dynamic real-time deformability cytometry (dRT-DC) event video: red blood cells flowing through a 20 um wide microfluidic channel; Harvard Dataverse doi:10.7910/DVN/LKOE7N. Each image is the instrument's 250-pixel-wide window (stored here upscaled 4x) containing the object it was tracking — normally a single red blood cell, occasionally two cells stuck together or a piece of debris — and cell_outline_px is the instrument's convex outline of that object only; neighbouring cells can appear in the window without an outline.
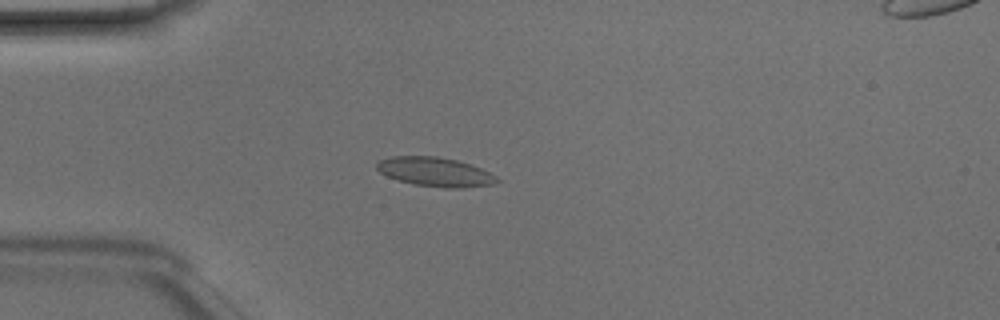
{"species": "Egyptian fruit bat (a non-hibernating species)", "species_latin": "Rousettus aegyptiacus", "temperature_condition": "room temperature", "stored_images_in_passage": 48, "camera_frame_rate_fps": 3000, "um_per_image_px": 0.085, "animal": {"sex": "male"}, "frame": {"image": 1, "passage_image": 13, "time_ms": 4.0, "image_size_px": [1000, 320], "cell_outline_px": [[500, 180], [492, 184], [460, 188], [444, 188], [412, 184], [396, 180], [380, 172], [376, 168], [376, 164], [380, 160], [392, 156], [436, 156], [456, 160], [480, 168], [496, 176]], "centroid_in_image_um": [36.95, 14.61], "position_along_channel_um": 48.1, "area_um2": 20.29}}
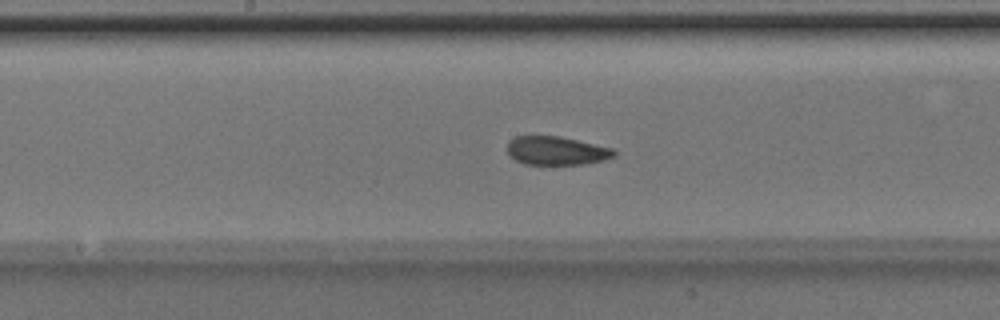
{"frame": {"image": 2, "passage_image": 25, "time_ms": 8.0, "image_size_px": [1000, 320], "cell_outline_px": [[616, 156], [604, 160], [584, 164], [524, 164], [508, 156], [508, 140], [516, 136], [560, 136], [612, 148], [616, 152]], "centroid_in_image_um": [47.28, 12.81], "position_along_channel_um": 200.9, "area_um2": 17.8}}
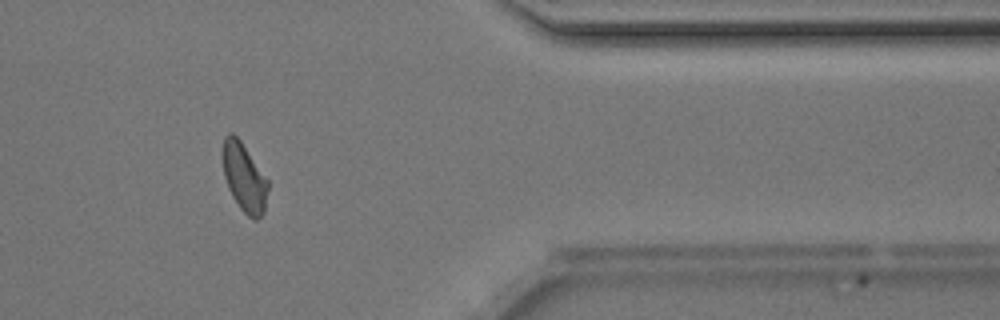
{"frame": {"image": 3, "passage_image": 40, "time_ms": 13.0, "image_size_px": [1000, 320], "cell_outline_px": [[268, 188], [264, 212], [256, 220], [252, 220], [240, 208], [232, 196], [228, 188], [224, 176], [220, 152], [224, 136], [228, 132], [232, 132], [240, 140], [268, 180]], "centroid_in_image_um": [20.71, 15.05], "position_along_channel_um": 390.7, "area_um2": 18.32}, "authors_computed_cell_mechanics": {"area_um2": 18.785, "velocity_mm_per_s": 4.2169, "shape_relaxation_time_tau1_ms": null, "shape_relaxation_time_tau2_ms": 3.3842, "deformation_change_tau1": null, "deformation_change_tau2": 0.0773}}